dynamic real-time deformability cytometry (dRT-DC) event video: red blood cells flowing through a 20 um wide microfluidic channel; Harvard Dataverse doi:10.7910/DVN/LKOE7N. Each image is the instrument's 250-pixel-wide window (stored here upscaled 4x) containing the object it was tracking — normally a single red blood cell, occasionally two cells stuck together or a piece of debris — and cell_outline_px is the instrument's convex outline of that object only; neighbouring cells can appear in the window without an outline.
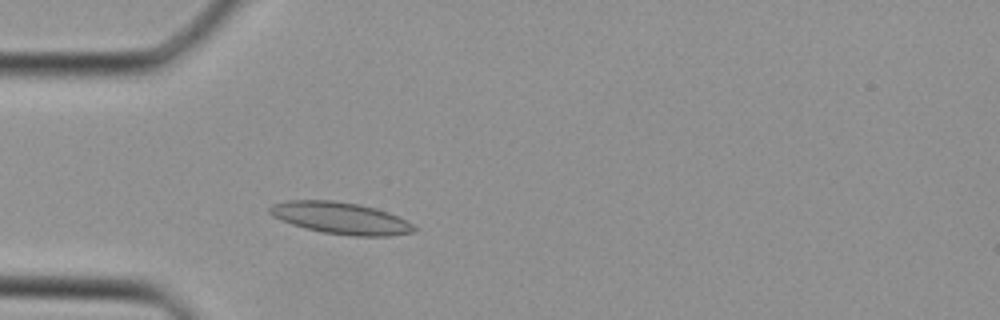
{"species": "Egyptian fruit bat (a non-hibernating species)", "species_latin": "Rousettus aegyptiacus", "temperature_condition": "cold", "stored_images_in_passage": 35, "camera_frame_rate_fps": 3000, "um_per_image_px": 0.085, "animal": {"sex": "female"}, "frame": {"image": 1, "passage_image": 7, "time_ms": 2.0, "image_size_px": [1000, 320], "cell_outline_px": [[416, 232], [388, 236], [352, 236], [320, 232], [304, 228], [280, 220], [272, 216], [268, 212], [268, 208], [272, 204], [288, 200], [332, 200], [360, 204], [376, 208], [388, 212], [408, 220], [416, 228]], "centroid_in_image_um": [28.96, 18.54], "position_along_channel_um": 56.0, "area_um2": 27.11}}
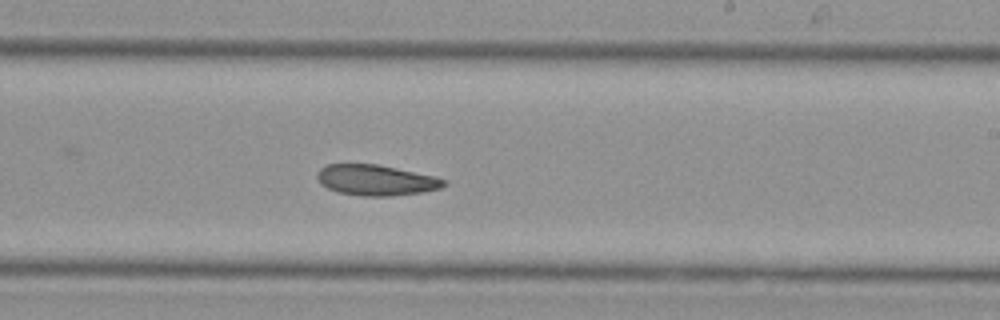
{"frame": {"image": 2, "passage_image": 19, "time_ms": 6.0, "image_size_px": [1000, 320], "cell_outline_px": [[448, 184], [440, 188], [420, 192], [392, 196], [364, 196], [336, 192], [320, 184], [316, 176], [320, 168], [324, 164], [376, 164], [436, 176], [448, 180]], "centroid_in_image_um": [31.96, 15.31], "position_along_channel_um": 257.0, "area_um2": 22.77}}
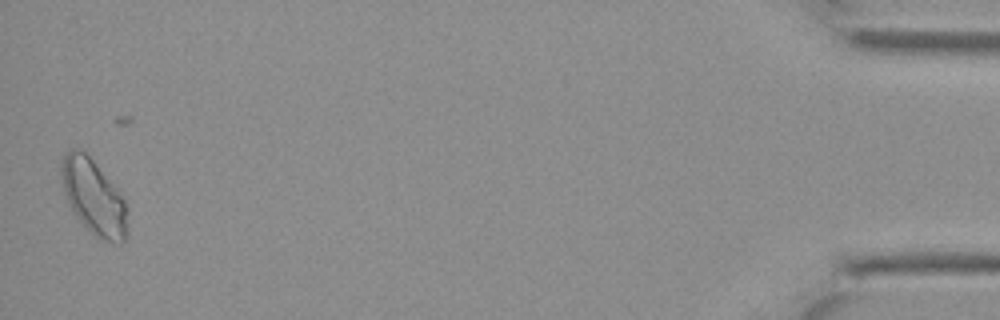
{"frame": {"image": 3, "passage_image": 34, "time_ms": 11.0, "image_size_px": [1000, 320], "cell_outline_px": [[128, 236], [120, 244], [100, 240], [80, 220], [68, 204], [60, 180], [60, 160], [72, 148], [80, 148], [92, 160], [120, 192], [124, 200], [128, 212]], "centroid_in_image_um": [7.97, 16.77], "position_along_channel_um": 427.2, "area_um2": 29.07}}